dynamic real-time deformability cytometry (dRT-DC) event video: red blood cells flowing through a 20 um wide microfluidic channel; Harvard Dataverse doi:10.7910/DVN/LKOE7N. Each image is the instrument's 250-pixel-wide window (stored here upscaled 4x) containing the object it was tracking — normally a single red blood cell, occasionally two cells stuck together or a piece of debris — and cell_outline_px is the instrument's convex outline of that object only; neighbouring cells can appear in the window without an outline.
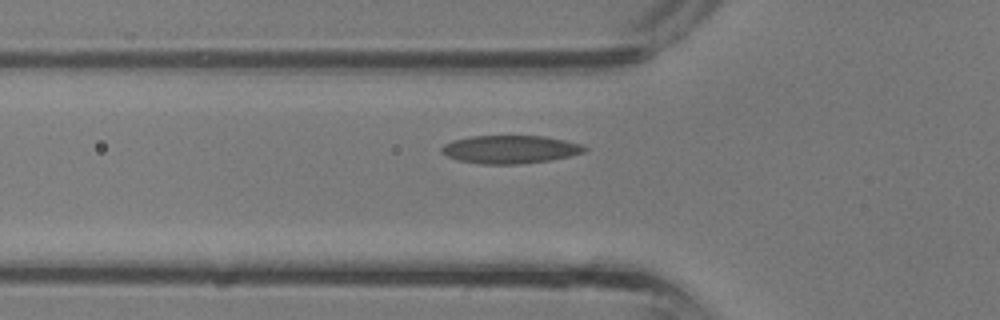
{"species": "common noctule bat (a hibernating species)", "species_latin": "Nyctalus noctula", "temperature_condition": "room temperature", "stored_images_in_passage": 27, "camera_frame_rate_fps": 3000, "um_per_image_px": 0.085, "animal": {"sex": "male", "body_mass_g": 13.3}, "frame": {"image": 1, "passage_image": 5, "time_ms": 1.333, "image_size_px": [1000, 320], "cell_outline_px": [[588, 148], [584, 152], [568, 156], [548, 160], [516, 164], [480, 164], [456, 160], [440, 152], [440, 148], [444, 144], [452, 140], [472, 136], [544, 136], [584, 144]], "centroid_in_image_um": [43.33, 12.69], "position_along_channel_um": 82.5, "area_um2": 23.41}}
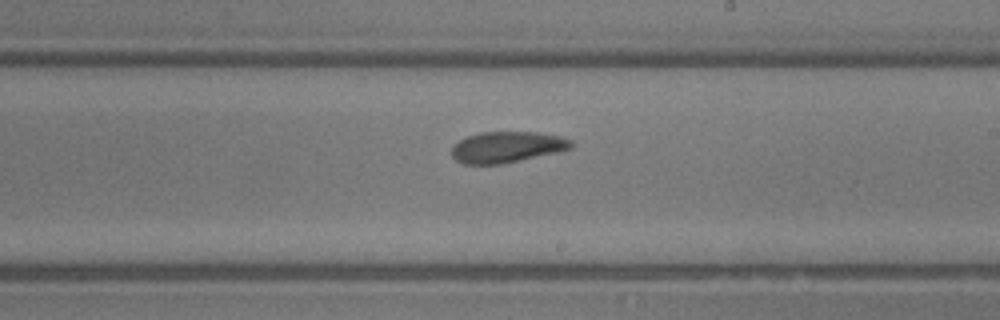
{"frame": {"image": 2, "passage_image": 14, "time_ms": 4.333, "image_size_px": [1000, 320], "cell_outline_px": [[572, 148], [556, 152], [504, 164], [464, 164], [456, 160], [452, 156], [452, 148], [460, 140], [468, 136], [480, 132], [536, 132], [556, 136], [572, 140]], "centroid_in_image_um": [43.07, 12.51], "position_along_channel_um": 245.9, "area_um2": 21.39}}
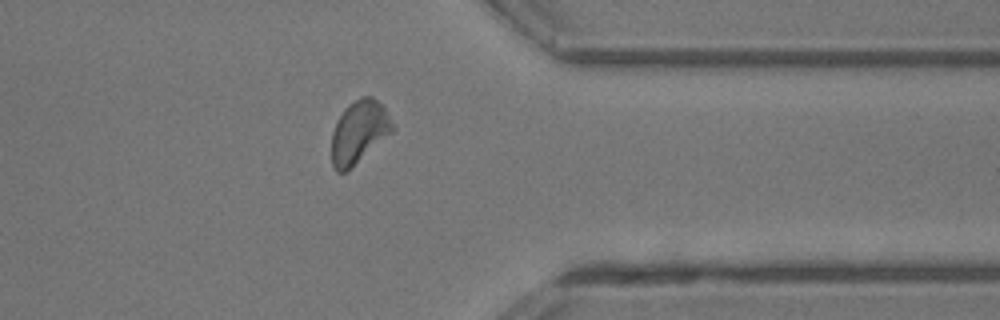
{"frame": {"image": 3, "passage_image": 22, "time_ms": 7.0, "image_size_px": [1000, 320], "cell_outline_px": [[396, 128], [392, 132], [352, 168], [344, 172], [336, 172], [332, 168], [332, 132], [344, 108], [348, 104], [360, 96], [372, 96], [384, 108]], "centroid_in_image_um": [30.51, 11.23], "position_along_channel_um": 380.9, "area_um2": 22.25}}